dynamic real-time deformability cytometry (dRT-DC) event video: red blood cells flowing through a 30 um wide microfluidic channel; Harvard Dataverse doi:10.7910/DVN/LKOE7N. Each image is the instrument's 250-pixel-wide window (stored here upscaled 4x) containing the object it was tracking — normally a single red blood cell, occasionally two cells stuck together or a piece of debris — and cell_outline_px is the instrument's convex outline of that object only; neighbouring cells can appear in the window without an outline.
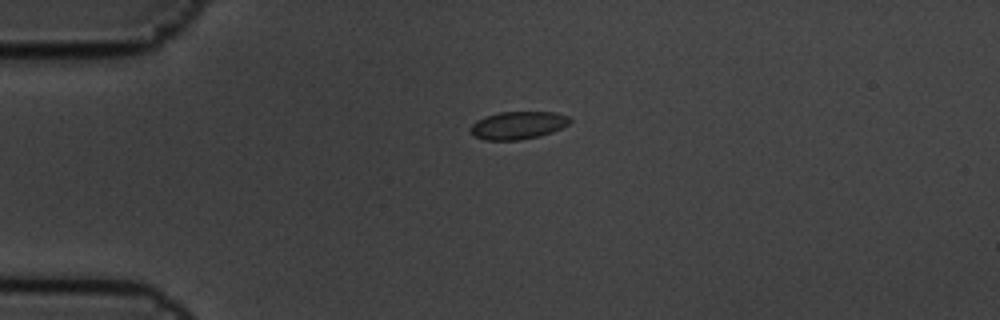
{"species": "common noctule bat (a hibernating species)", "species_latin": "Nyctalus noctula", "temperature_condition": "cold", "stored_images_in_passage": 2, "camera_frame_rate_fps": 3000, "um_per_image_px": 0.085, "animal": {"sex": "male", "body_mass_g": 19.5, "forearm_length_mm": 54.6}, "frame": {"image": 1, "passage_image": 1, "time_ms": 0.0, "image_size_px": [1000, 320], "cell_outline_px": [[572, 120], [568, 124], [552, 132], [540, 136], [520, 140], [484, 140], [476, 136], [468, 128], [476, 120], [484, 116], [500, 112], [556, 112], [568, 116]], "centroid_in_image_um": [44.02, 10.64], "position_along_channel_um": 41.0, "area_um2": 16.13}}